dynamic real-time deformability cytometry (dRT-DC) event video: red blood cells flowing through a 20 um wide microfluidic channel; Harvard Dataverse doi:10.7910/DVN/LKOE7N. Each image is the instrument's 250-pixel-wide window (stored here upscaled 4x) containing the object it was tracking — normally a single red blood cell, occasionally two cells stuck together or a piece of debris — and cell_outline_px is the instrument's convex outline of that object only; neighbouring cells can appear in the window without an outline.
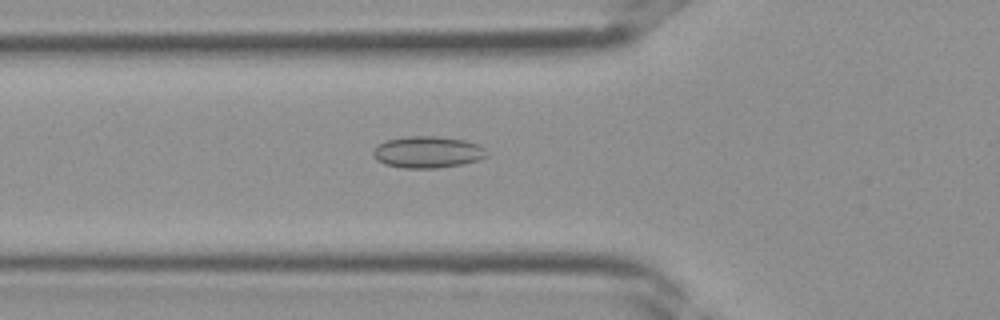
{"species": "Egyptian fruit bat (a non-hibernating species)", "species_latin": "Rousettus aegyptiacus", "temperature_condition": "room temperature", "stored_images_in_passage": 36, "camera_frame_rate_fps": 3000, "um_per_image_px": 0.085, "frame": {"image": 1, "passage_image": 13, "time_ms": 4.0, "image_size_px": [1000, 320], "cell_outline_px": [[488, 156], [480, 160], [464, 164], [436, 168], [404, 168], [384, 164], [376, 160], [372, 156], [372, 152], [376, 144], [384, 140], [408, 136], [436, 136], [464, 140], [480, 144], [488, 152]], "centroid_in_image_um": [36.34, 12.93], "position_along_channel_um": 89.5, "area_um2": 21.39}}
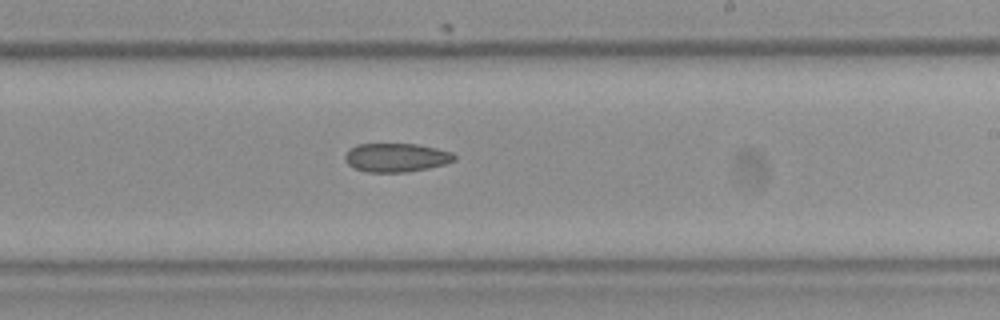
{"frame": {"image": 2, "passage_image": 22, "time_ms": 7.0, "image_size_px": [1000, 320], "cell_outline_px": [[456, 160], [444, 164], [428, 168], [408, 172], [368, 172], [352, 168], [344, 160], [344, 156], [356, 144], [416, 144], [436, 148], [452, 152], [456, 156]], "centroid_in_image_um": [33.68, 13.4], "position_along_channel_um": 255.3, "area_um2": 18.32}}
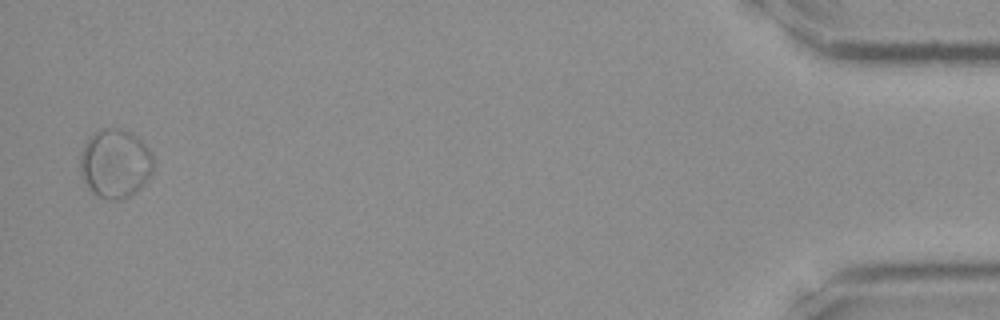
{"frame": {"image": 3, "passage_image": 36, "time_ms": 11.667, "image_size_px": [1000, 320], "cell_outline_px": [[152, 176], [136, 192], [120, 200], [108, 200], [92, 192], [88, 188], [80, 172], [80, 152], [88, 136], [92, 132], [100, 128], [124, 128], [132, 132], [148, 148], [152, 156]], "centroid_in_image_um": [9.77, 13.87], "position_along_channel_um": 425.4, "area_um2": 29.82}}